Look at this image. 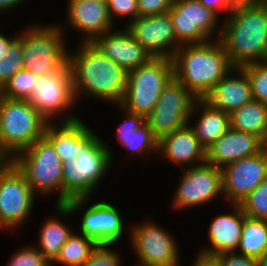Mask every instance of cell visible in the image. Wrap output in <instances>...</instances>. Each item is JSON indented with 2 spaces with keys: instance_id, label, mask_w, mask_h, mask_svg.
<instances>
[{
  "instance_id": "1",
  "label": "cell",
  "mask_w": 267,
  "mask_h": 266,
  "mask_svg": "<svg viewBox=\"0 0 267 266\" xmlns=\"http://www.w3.org/2000/svg\"><path fill=\"white\" fill-rule=\"evenodd\" d=\"M83 121L48 122L45 129L44 136L62 161L63 204L73 198H92L114 164L112 146Z\"/></svg>"
},
{
  "instance_id": "2",
  "label": "cell",
  "mask_w": 267,
  "mask_h": 266,
  "mask_svg": "<svg viewBox=\"0 0 267 266\" xmlns=\"http://www.w3.org/2000/svg\"><path fill=\"white\" fill-rule=\"evenodd\" d=\"M74 51L68 52V63L76 102L91 97L119 106L127 88L128 72L92 43L80 42Z\"/></svg>"
},
{
  "instance_id": "3",
  "label": "cell",
  "mask_w": 267,
  "mask_h": 266,
  "mask_svg": "<svg viewBox=\"0 0 267 266\" xmlns=\"http://www.w3.org/2000/svg\"><path fill=\"white\" fill-rule=\"evenodd\" d=\"M222 22L219 40L233 67L263 60L267 49V0L235 7Z\"/></svg>"
},
{
  "instance_id": "4",
  "label": "cell",
  "mask_w": 267,
  "mask_h": 266,
  "mask_svg": "<svg viewBox=\"0 0 267 266\" xmlns=\"http://www.w3.org/2000/svg\"><path fill=\"white\" fill-rule=\"evenodd\" d=\"M172 60L174 77L197 99L233 68L219 39L181 45Z\"/></svg>"
},
{
  "instance_id": "5",
  "label": "cell",
  "mask_w": 267,
  "mask_h": 266,
  "mask_svg": "<svg viewBox=\"0 0 267 266\" xmlns=\"http://www.w3.org/2000/svg\"><path fill=\"white\" fill-rule=\"evenodd\" d=\"M47 124L27 100L0 96V156L12 160L44 137Z\"/></svg>"
},
{
  "instance_id": "6",
  "label": "cell",
  "mask_w": 267,
  "mask_h": 266,
  "mask_svg": "<svg viewBox=\"0 0 267 266\" xmlns=\"http://www.w3.org/2000/svg\"><path fill=\"white\" fill-rule=\"evenodd\" d=\"M59 24L36 23L18 32L23 44L24 69L41 76L54 73L68 63L66 31Z\"/></svg>"
},
{
  "instance_id": "7",
  "label": "cell",
  "mask_w": 267,
  "mask_h": 266,
  "mask_svg": "<svg viewBox=\"0 0 267 266\" xmlns=\"http://www.w3.org/2000/svg\"><path fill=\"white\" fill-rule=\"evenodd\" d=\"M11 161L25 175L36 196L40 194L48 197L57 192L55 204H63L62 161L45 136L18 153Z\"/></svg>"
},
{
  "instance_id": "8",
  "label": "cell",
  "mask_w": 267,
  "mask_h": 266,
  "mask_svg": "<svg viewBox=\"0 0 267 266\" xmlns=\"http://www.w3.org/2000/svg\"><path fill=\"white\" fill-rule=\"evenodd\" d=\"M173 77L172 58L152 57L146 64L128 72L127 88L119 106L146 118Z\"/></svg>"
},
{
  "instance_id": "9",
  "label": "cell",
  "mask_w": 267,
  "mask_h": 266,
  "mask_svg": "<svg viewBox=\"0 0 267 266\" xmlns=\"http://www.w3.org/2000/svg\"><path fill=\"white\" fill-rule=\"evenodd\" d=\"M27 101L48 122H70L81 118L71 114L72 107L78 103L75 99L69 63L54 73L39 76Z\"/></svg>"
},
{
  "instance_id": "10",
  "label": "cell",
  "mask_w": 267,
  "mask_h": 266,
  "mask_svg": "<svg viewBox=\"0 0 267 266\" xmlns=\"http://www.w3.org/2000/svg\"><path fill=\"white\" fill-rule=\"evenodd\" d=\"M36 197L25 175L11 160H5L0 165L1 231H19L32 214Z\"/></svg>"
},
{
  "instance_id": "11",
  "label": "cell",
  "mask_w": 267,
  "mask_h": 266,
  "mask_svg": "<svg viewBox=\"0 0 267 266\" xmlns=\"http://www.w3.org/2000/svg\"><path fill=\"white\" fill-rule=\"evenodd\" d=\"M133 225V226H132ZM129 230L130 247L137 265L181 266L179 243L171 232L154 220L132 224Z\"/></svg>"
},
{
  "instance_id": "12",
  "label": "cell",
  "mask_w": 267,
  "mask_h": 266,
  "mask_svg": "<svg viewBox=\"0 0 267 266\" xmlns=\"http://www.w3.org/2000/svg\"><path fill=\"white\" fill-rule=\"evenodd\" d=\"M182 170L171 199L175 211L201 207L223 197L220 168L205 161Z\"/></svg>"
},
{
  "instance_id": "13",
  "label": "cell",
  "mask_w": 267,
  "mask_h": 266,
  "mask_svg": "<svg viewBox=\"0 0 267 266\" xmlns=\"http://www.w3.org/2000/svg\"><path fill=\"white\" fill-rule=\"evenodd\" d=\"M168 13L176 39L182 45L217 40L220 37L222 19L199 0L174 1Z\"/></svg>"
},
{
  "instance_id": "14",
  "label": "cell",
  "mask_w": 267,
  "mask_h": 266,
  "mask_svg": "<svg viewBox=\"0 0 267 266\" xmlns=\"http://www.w3.org/2000/svg\"><path fill=\"white\" fill-rule=\"evenodd\" d=\"M198 99L175 77L163 88L162 94L145 123L159 140L188 124Z\"/></svg>"
},
{
  "instance_id": "15",
  "label": "cell",
  "mask_w": 267,
  "mask_h": 266,
  "mask_svg": "<svg viewBox=\"0 0 267 266\" xmlns=\"http://www.w3.org/2000/svg\"><path fill=\"white\" fill-rule=\"evenodd\" d=\"M223 198L239 205L267 178V146L258 154L241 158L221 168Z\"/></svg>"
},
{
  "instance_id": "16",
  "label": "cell",
  "mask_w": 267,
  "mask_h": 266,
  "mask_svg": "<svg viewBox=\"0 0 267 266\" xmlns=\"http://www.w3.org/2000/svg\"><path fill=\"white\" fill-rule=\"evenodd\" d=\"M125 27L154 58H173L182 45L176 39L169 13L137 17Z\"/></svg>"
},
{
  "instance_id": "17",
  "label": "cell",
  "mask_w": 267,
  "mask_h": 266,
  "mask_svg": "<svg viewBox=\"0 0 267 266\" xmlns=\"http://www.w3.org/2000/svg\"><path fill=\"white\" fill-rule=\"evenodd\" d=\"M118 207L107 201H97L86 207L78 224L82 235L99 244H114L121 241L127 226Z\"/></svg>"
},
{
  "instance_id": "18",
  "label": "cell",
  "mask_w": 267,
  "mask_h": 266,
  "mask_svg": "<svg viewBox=\"0 0 267 266\" xmlns=\"http://www.w3.org/2000/svg\"><path fill=\"white\" fill-rule=\"evenodd\" d=\"M65 9V24L81 34V43H91L97 36L115 29L116 23L111 20L104 1L67 0Z\"/></svg>"
},
{
  "instance_id": "19",
  "label": "cell",
  "mask_w": 267,
  "mask_h": 266,
  "mask_svg": "<svg viewBox=\"0 0 267 266\" xmlns=\"http://www.w3.org/2000/svg\"><path fill=\"white\" fill-rule=\"evenodd\" d=\"M91 197L73 198L66 204H55V215L47 217L41 224L36 247L44 255V257L52 264L60 254L61 247L66 243L69 236L74 231L71 226L64 223L63 219L76 215L78 211H82V207H86ZM56 207V208H55ZM58 216L57 218L54 216ZM62 217V218H61ZM38 245V246H37Z\"/></svg>"
},
{
  "instance_id": "20",
  "label": "cell",
  "mask_w": 267,
  "mask_h": 266,
  "mask_svg": "<svg viewBox=\"0 0 267 266\" xmlns=\"http://www.w3.org/2000/svg\"><path fill=\"white\" fill-rule=\"evenodd\" d=\"M91 43L127 72L146 64L152 58L126 27L122 29V26L120 30L115 28L97 36Z\"/></svg>"
},
{
  "instance_id": "21",
  "label": "cell",
  "mask_w": 267,
  "mask_h": 266,
  "mask_svg": "<svg viewBox=\"0 0 267 266\" xmlns=\"http://www.w3.org/2000/svg\"><path fill=\"white\" fill-rule=\"evenodd\" d=\"M265 147L260 137L230 128L206 149V162L221 169L241 158L256 155Z\"/></svg>"
},
{
  "instance_id": "22",
  "label": "cell",
  "mask_w": 267,
  "mask_h": 266,
  "mask_svg": "<svg viewBox=\"0 0 267 266\" xmlns=\"http://www.w3.org/2000/svg\"><path fill=\"white\" fill-rule=\"evenodd\" d=\"M158 156L183 169L204 163L206 149L187 124L158 140Z\"/></svg>"
},
{
  "instance_id": "23",
  "label": "cell",
  "mask_w": 267,
  "mask_h": 266,
  "mask_svg": "<svg viewBox=\"0 0 267 266\" xmlns=\"http://www.w3.org/2000/svg\"><path fill=\"white\" fill-rule=\"evenodd\" d=\"M209 107L231 113L253 100L251 85L246 72L233 67L201 99Z\"/></svg>"
},
{
  "instance_id": "24",
  "label": "cell",
  "mask_w": 267,
  "mask_h": 266,
  "mask_svg": "<svg viewBox=\"0 0 267 266\" xmlns=\"http://www.w3.org/2000/svg\"><path fill=\"white\" fill-rule=\"evenodd\" d=\"M230 211L223 214H217L211 218L206 236L210 245L200 248L204 254L219 255L224 252H233L237 250L242 227L244 224V214L240 205L231 204ZM233 209V210H231Z\"/></svg>"
},
{
  "instance_id": "25",
  "label": "cell",
  "mask_w": 267,
  "mask_h": 266,
  "mask_svg": "<svg viewBox=\"0 0 267 266\" xmlns=\"http://www.w3.org/2000/svg\"><path fill=\"white\" fill-rule=\"evenodd\" d=\"M119 112H123L124 119L116 129L117 140L124 148L129 150L128 154L140 156H152L158 154V139L153 135L152 130L145 123V118L142 115L133 114L122 109L120 106ZM152 154V155H150Z\"/></svg>"
},
{
  "instance_id": "26",
  "label": "cell",
  "mask_w": 267,
  "mask_h": 266,
  "mask_svg": "<svg viewBox=\"0 0 267 266\" xmlns=\"http://www.w3.org/2000/svg\"><path fill=\"white\" fill-rule=\"evenodd\" d=\"M195 118L193 124L192 120ZM188 124L201 145L208 149L213 142L230 129V116L229 113L211 108L198 99L194 104Z\"/></svg>"
},
{
  "instance_id": "27",
  "label": "cell",
  "mask_w": 267,
  "mask_h": 266,
  "mask_svg": "<svg viewBox=\"0 0 267 266\" xmlns=\"http://www.w3.org/2000/svg\"><path fill=\"white\" fill-rule=\"evenodd\" d=\"M230 128L252 133L267 144V105L252 100L229 114Z\"/></svg>"
},
{
  "instance_id": "28",
  "label": "cell",
  "mask_w": 267,
  "mask_h": 266,
  "mask_svg": "<svg viewBox=\"0 0 267 266\" xmlns=\"http://www.w3.org/2000/svg\"><path fill=\"white\" fill-rule=\"evenodd\" d=\"M267 250V220L244 218L236 252L257 259Z\"/></svg>"
},
{
  "instance_id": "29",
  "label": "cell",
  "mask_w": 267,
  "mask_h": 266,
  "mask_svg": "<svg viewBox=\"0 0 267 266\" xmlns=\"http://www.w3.org/2000/svg\"><path fill=\"white\" fill-rule=\"evenodd\" d=\"M97 243L74 231L69 236L66 243L61 247L60 254L57 259L51 264L54 266L56 263L63 266H82L92 254V251L97 247Z\"/></svg>"
},
{
  "instance_id": "30",
  "label": "cell",
  "mask_w": 267,
  "mask_h": 266,
  "mask_svg": "<svg viewBox=\"0 0 267 266\" xmlns=\"http://www.w3.org/2000/svg\"><path fill=\"white\" fill-rule=\"evenodd\" d=\"M39 76L22 68L10 77L0 90V96L10 99L28 100Z\"/></svg>"
},
{
  "instance_id": "31",
  "label": "cell",
  "mask_w": 267,
  "mask_h": 266,
  "mask_svg": "<svg viewBox=\"0 0 267 266\" xmlns=\"http://www.w3.org/2000/svg\"><path fill=\"white\" fill-rule=\"evenodd\" d=\"M239 205L246 217L267 220V178L262 181Z\"/></svg>"
},
{
  "instance_id": "32",
  "label": "cell",
  "mask_w": 267,
  "mask_h": 266,
  "mask_svg": "<svg viewBox=\"0 0 267 266\" xmlns=\"http://www.w3.org/2000/svg\"><path fill=\"white\" fill-rule=\"evenodd\" d=\"M23 68V44L17 38L4 57H0V90L17 71Z\"/></svg>"
},
{
  "instance_id": "33",
  "label": "cell",
  "mask_w": 267,
  "mask_h": 266,
  "mask_svg": "<svg viewBox=\"0 0 267 266\" xmlns=\"http://www.w3.org/2000/svg\"><path fill=\"white\" fill-rule=\"evenodd\" d=\"M241 68L249 78L253 100L267 105V64L261 61L247 64Z\"/></svg>"
},
{
  "instance_id": "34",
  "label": "cell",
  "mask_w": 267,
  "mask_h": 266,
  "mask_svg": "<svg viewBox=\"0 0 267 266\" xmlns=\"http://www.w3.org/2000/svg\"><path fill=\"white\" fill-rule=\"evenodd\" d=\"M18 249L11 255L6 266H51V263L38 250L36 245L29 244Z\"/></svg>"
},
{
  "instance_id": "35",
  "label": "cell",
  "mask_w": 267,
  "mask_h": 266,
  "mask_svg": "<svg viewBox=\"0 0 267 266\" xmlns=\"http://www.w3.org/2000/svg\"><path fill=\"white\" fill-rule=\"evenodd\" d=\"M118 252L114 244H99L82 266H122V255Z\"/></svg>"
},
{
  "instance_id": "36",
  "label": "cell",
  "mask_w": 267,
  "mask_h": 266,
  "mask_svg": "<svg viewBox=\"0 0 267 266\" xmlns=\"http://www.w3.org/2000/svg\"><path fill=\"white\" fill-rule=\"evenodd\" d=\"M106 4L109 16L113 23L116 19L120 21L127 19L128 22L125 20L126 24L122 27H125L128 23L138 17L137 0H107Z\"/></svg>"
},
{
  "instance_id": "37",
  "label": "cell",
  "mask_w": 267,
  "mask_h": 266,
  "mask_svg": "<svg viewBox=\"0 0 267 266\" xmlns=\"http://www.w3.org/2000/svg\"><path fill=\"white\" fill-rule=\"evenodd\" d=\"M171 4V0H137L138 17L168 13Z\"/></svg>"
},
{
  "instance_id": "38",
  "label": "cell",
  "mask_w": 267,
  "mask_h": 266,
  "mask_svg": "<svg viewBox=\"0 0 267 266\" xmlns=\"http://www.w3.org/2000/svg\"><path fill=\"white\" fill-rule=\"evenodd\" d=\"M223 266H257V259L241 255L236 251L224 252L218 255Z\"/></svg>"
},
{
  "instance_id": "39",
  "label": "cell",
  "mask_w": 267,
  "mask_h": 266,
  "mask_svg": "<svg viewBox=\"0 0 267 266\" xmlns=\"http://www.w3.org/2000/svg\"><path fill=\"white\" fill-rule=\"evenodd\" d=\"M201 4L214 11L220 18V13H226L225 18L231 13V11L234 9L228 2V0H199Z\"/></svg>"
},
{
  "instance_id": "40",
  "label": "cell",
  "mask_w": 267,
  "mask_h": 266,
  "mask_svg": "<svg viewBox=\"0 0 267 266\" xmlns=\"http://www.w3.org/2000/svg\"><path fill=\"white\" fill-rule=\"evenodd\" d=\"M199 252V253H198ZM195 255L193 264L191 266H223L221 258L218 255L204 254L201 251Z\"/></svg>"
},
{
  "instance_id": "41",
  "label": "cell",
  "mask_w": 267,
  "mask_h": 266,
  "mask_svg": "<svg viewBox=\"0 0 267 266\" xmlns=\"http://www.w3.org/2000/svg\"><path fill=\"white\" fill-rule=\"evenodd\" d=\"M25 1L27 0H0V15L7 14L9 11H13L12 9L22 6V3H27Z\"/></svg>"
},
{
  "instance_id": "42",
  "label": "cell",
  "mask_w": 267,
  "mask_h": 266,
  "mask_svg": "<svg viewBox=\"0 0 267 266\" xmlns=\"http://www.w3.org/2000/svg\"><path fill=\"white\" fill-rule=\"evenodd\" d=\"M18 38V34L15 33V36L4 35L0 31V57H4L10 45Z\"/></svg>"
},
{
  "instance_id": "43",
  "label": "cell",
  "mask_w": 267,
  "mask_h": 266,
  "mask_svg": "<svg viewBox=\"0 0 267 266\" xmlns=\"http://www.w3.org/2000/svg\"><path fill=\"white\" fill-rule=\"evenodd\" d=\"M262 0H228L229 4L235 8L238 6H249L260 3Z\"/></svg>"
},
{
  "instance_id": "44",
  "label": "cell",
  "mask_w": 267,
  "mask_h": 266,
  "mask_svg": "<svg viewBox=\"0 0 267 266\" xmlns=\"http://www.w3.org/2000/svg\"><path fill=\"white\" fill-rule=\"evenodd\" d=\"M257 266H267V250L257 258Z\"/></svg>"
},
{
  "instance_id": "45",
  "label": "cell",
  "mask_w": 267,
  "mask_h": 266,
  "mask_svg": "<svg viewBox=\"0 0 267 266\" xmlns=\"http://www.w3.org/2000/svg\"><path fill=\"white\" fill-rule=\"evenodd\" d=\"M262 62L267 64V49H266V53L264 55V58H263Z\"/></svg>"
},
{
  "instance_id": "46",
  "label": "cell",
  "mask_w": 267,
  "mask_h": 266,
  "mask_svg": "<svg viewBox=\"0 0 267 266\" xmlns=\"http://www.w3.org/2000/svg\"><path fill=\"white\" fill-rule=\"evenodd\" d=\"M5 160L0 156V165L4 162Z\"/></svg>"
}]
</instances>
